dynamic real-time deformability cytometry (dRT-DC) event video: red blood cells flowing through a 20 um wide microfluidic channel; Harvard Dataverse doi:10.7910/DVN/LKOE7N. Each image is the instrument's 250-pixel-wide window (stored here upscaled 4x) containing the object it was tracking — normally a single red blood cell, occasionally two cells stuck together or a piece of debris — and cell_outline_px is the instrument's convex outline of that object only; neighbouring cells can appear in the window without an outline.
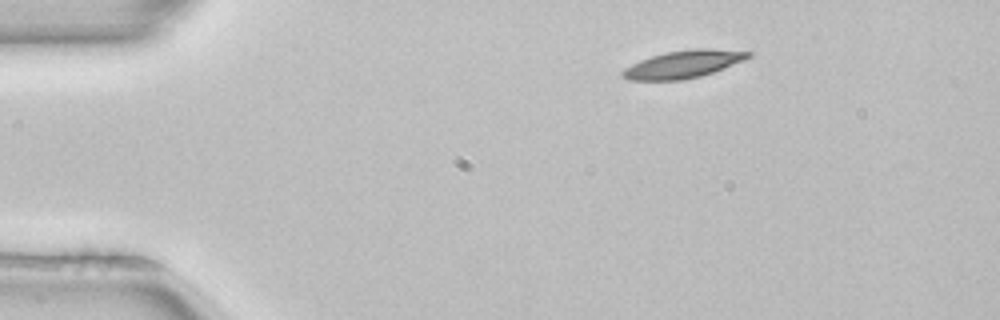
{"species": "common noctule bat (a hibernating species)", "species_latin": "Nyctalus noctula", "temperature_condition": "room temperature", "stored_images_in_passage": 45, "camera_frame_rate_fps": 3000, "um_per_image_px": 0.085, "animal": {"sex": "female", "body_mass_g": 22.7, "forearm_length_mm": 54.2}, "frame": {"image": 1, "passage_image": 2, "time_ms": 0.333, "image_size_px": [1000, 320], "cell_outline_px": [[752, 56], [744, 60], [712, 72], [700, 76], [680, 80], [628, 80], [620, 76], [620, 72], [624, 68], [640, 60], [664, 52], [692, 48], [708, 48], [752, 52]], "centroid_in_image_um": [58.04, 5.45], "position_along_channel_um": 27.0, "area_um2": 20.17}}
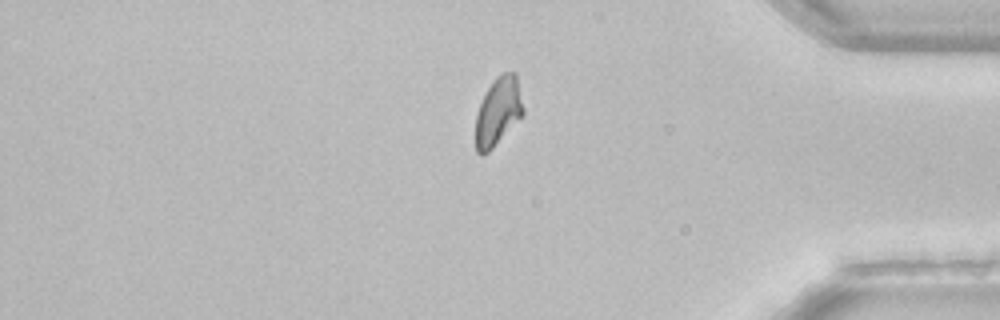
{"frame": {"image": 2, "passage_image": 37, "time_ms": 12.0, "image_size_px": [1000, 320], "cell_outline_px": [[524, 112], [492, 148], [484, 156], [480, 156], [476, 152], [476, 112], [488, 88], [496, 76], [504, 72], [516, 72], [524, 108]], "centroid_in_image_um": [42.33, 9.46], "position_along_channel_um": 392.9, "area_um2": 18.67}}
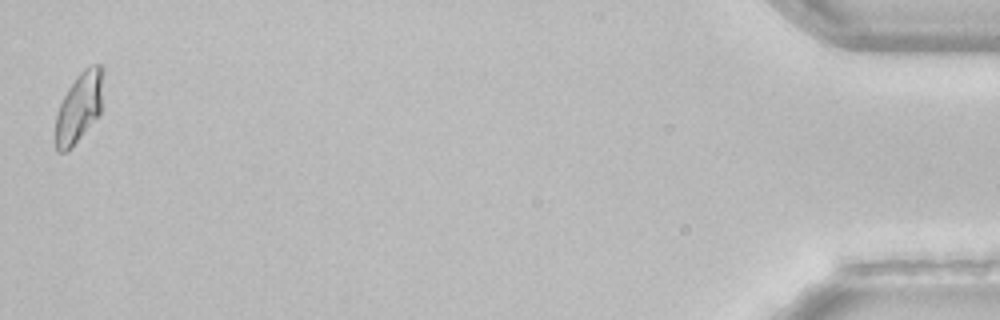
{"frame": {"image": 3, "passage_image": 45, "time_ms": 14.667, "image_size_px": [1000, 320], "cell_outline_px": [[100, 112], [72, 148], [68, 152], [56, 152], [56, 116], [60, 104], [68, 88], [76, 76], [84, 68], [92, 64], [100, 64]], "centroid_in_image_um": [6.66, 9.18], "position_along_channel_um": 428.5, "area_um2": 18.67}, "authors_computed_cell_mechanics": {"area_um2": 19.941, "velocity_mm_per_s": 3.9444, "shape_relaxation_time_tau1_ms": 3.5135, "shape_relaxation_time_tau2_ms": null, "deformation_change_tau1": 0.1321, "deformation_change_tau2": null}}